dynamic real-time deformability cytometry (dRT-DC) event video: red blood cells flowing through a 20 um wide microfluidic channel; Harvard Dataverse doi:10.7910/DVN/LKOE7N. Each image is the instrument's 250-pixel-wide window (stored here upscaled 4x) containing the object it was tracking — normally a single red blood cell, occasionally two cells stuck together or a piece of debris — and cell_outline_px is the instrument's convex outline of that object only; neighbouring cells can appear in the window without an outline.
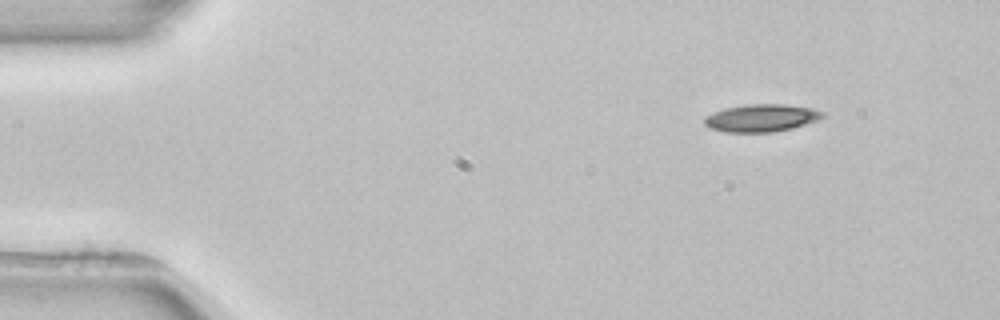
{"species": "common noctule bat (a hibernating species)", "species_latin": "Nyctalus noctula", "temperature_condition": "room temperature", "stored_images_in_passage": 4, "segment_of_instrument_passage": [2, 2], "camera_frame_rate_fps": 3000, "um_per_image_px": 0.085, "animal": {"sex": "female", "body_mass_g": 22.7, "forearm_length_mm": 54.2}, "frame": {"image": 1, "passage_image": 4, "time_ms": 5.333, "image_size_px": [1000, 320], "cell_outline_px": [[824, 116], [820, 120], [792, 128], [772, 132], [724, 132], [708, 128], [704, 124], [704, 116], [712, 112], [724, 108], [748, 104], [784, 104], [812, 108], [824, 112]], "centroid_in_image_um": [64.69, 10.03], "position_along_channel_um": 20.3, "area_um2": 19.19}}